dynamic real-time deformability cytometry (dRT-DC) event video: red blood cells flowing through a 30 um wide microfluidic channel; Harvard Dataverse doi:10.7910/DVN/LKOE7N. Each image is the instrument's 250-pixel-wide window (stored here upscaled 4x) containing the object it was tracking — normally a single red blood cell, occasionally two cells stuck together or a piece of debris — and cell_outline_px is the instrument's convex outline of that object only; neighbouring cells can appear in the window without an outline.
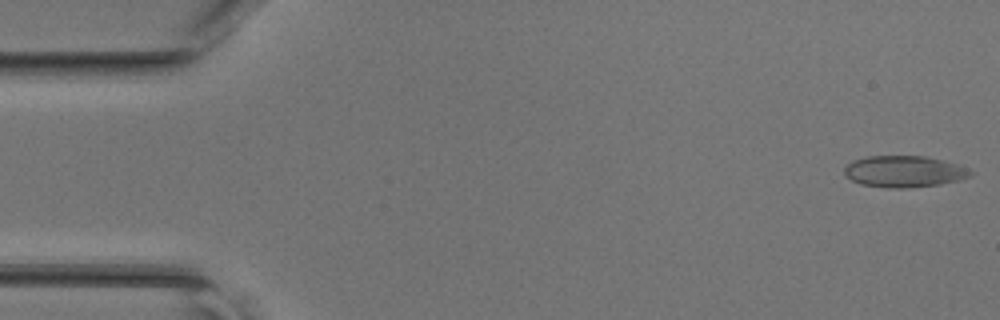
{"species": "common noctule bat (a hibernating species)", "species_latin": "Nyctalus noctula", "temperature_condition": "room temperature", "stored_images_in_passage": 45, "camera_frame_rate_fps": 3000, "um_per_image_px": 0.085, "animal": {"sex": "female", "body_mass_g": 17.0, "forearm_length_mm": 48.0}, "frame": {"image": 1, "passage_image": 1, "time_ms": 0.0, "image_size_px": [1000, 320], "cell_outline_px": [[976, 172], [972, 176], [960, 180], [940, 184], [908, 188], [888, 188], [860, 184], [844, 176], [844, 168], [852, 160], [868, 156], [924, 156], [944, 160], [968, 168]], "centroid_in_image_um": [76.87, 14.58], "position_along_channel_um": 8.1, "area_um2": 23.41}}
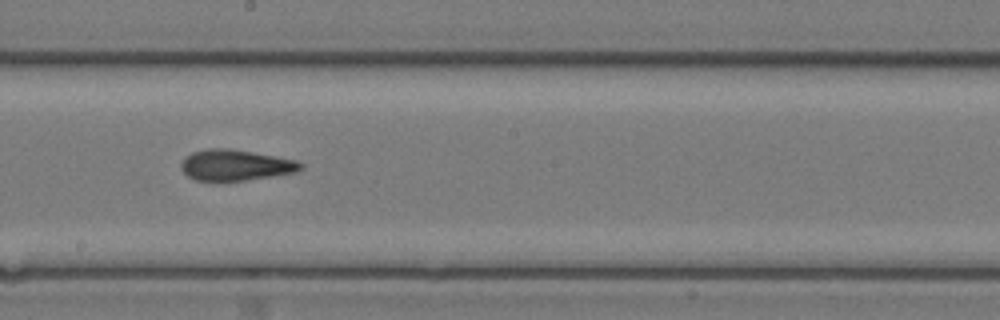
{"frame": {"image": 2, "passage_image": 25, "time_ms": 8.0, "image_size_px": [1000, 320], "cell_outline_px": [[304, 168], [296, 172], [272, 176], [244, 180], [192, 180], [180, 168], [180, 164], [192, 152], [208, 148], [228, 148], [296, 160], [304, 164]], "centroid_in_image_um": [20.02, 14.03], "position_along_channel_um": 228.2, "area_um2": 21.27}}
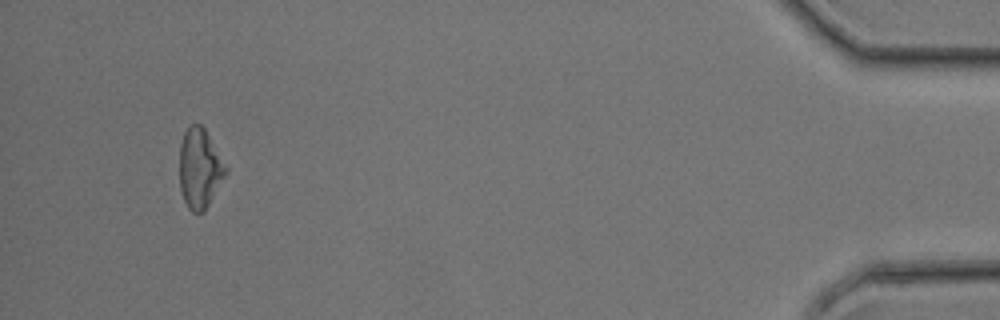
{"frame": {"image": 3, "passage_image": 43, "time_ms": 14.0, "image_size_px": [1000, 320], "cell_outline_px": [[228, 172], [204, 212], [192, 212], [188, 208], [184, 200], [180, 188], [180, 144], [184, 132], [192, 124], [200, 124], [204, 128], [228, 168]], "centroid_in_image_um": [16.98, 14.33], "position_along_channel_um": 418.2, "area_um2": 21.39}}